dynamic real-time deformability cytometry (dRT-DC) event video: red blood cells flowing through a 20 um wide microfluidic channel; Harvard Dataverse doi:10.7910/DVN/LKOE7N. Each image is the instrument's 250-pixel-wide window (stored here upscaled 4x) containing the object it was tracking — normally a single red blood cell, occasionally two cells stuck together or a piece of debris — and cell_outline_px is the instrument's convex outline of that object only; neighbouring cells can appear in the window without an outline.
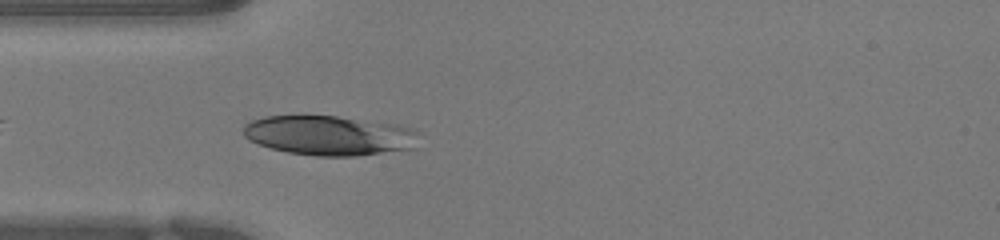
{"species": "human", "species_latin": "Homo sapiens", "temperature_condition": "warm", "stored_images_in_passage": 41, "camera_frame_rate_fps": 3000, "um_per_image_px": 0.085, "donor": {"sex": "female"}, "frame": {"image": 1, "passage_image": 4, "time_ms": 1.0, "image_size_px": [1000, 240], "cell_outline_px": [[416, 148], [356, 156], [316, 156], [288, 152], [272, 148], [248, 140], [244, 136], [244, 124], [252, 120], [264, 116], [336, 116], [400, 124], [416, 128]], "centroid_in_image_um": [28.02, 11.51], "position_along_channel_um": 57.0, "area_um2": 40.75}}
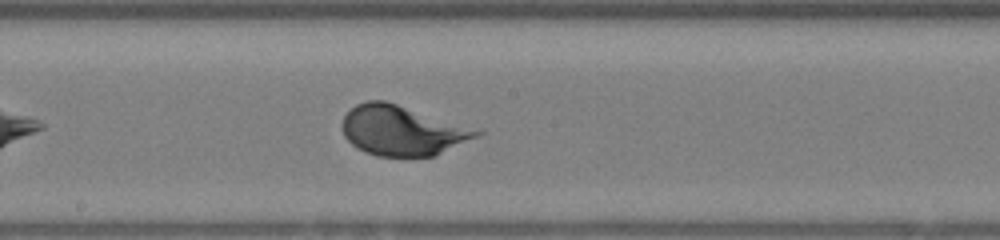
{"frame": {"image": 2, "passage_image": 16, "time_ms": 5.0, "image_size_px": [1000, 240], "cell_outline_px": [[484, 132], [436, 156], [376, 156], [364, 152], [356, 148], [344, 136], [340, 124], [344, 116], [356, 104], [368, 100], [384, 100]], "centroid_in_image_um": [34.09, 11.11], "position_along_channel_um": 214.1, "area_um2": 38.44}}
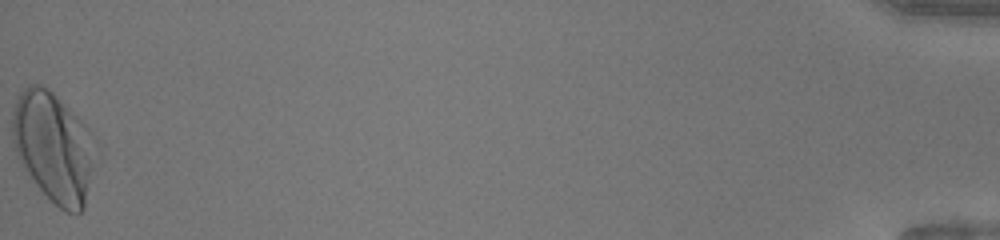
{"frame": {"image": 3, "passage_image": 41, "time_ms": 13.333, "image_size_px": [1000, 240], "cell_outline_px": [[100, 152], [84, 208], [80, 212], [64, 212], [36, 184], [20, 164], [16, 156], [12, 140], [12, 112], [16, 100], [20, 92], [28, 84], [40, 84], [52, 92], [88, 128], [100, 148]], "centroid_in_image_um": [4.6, 12.52], "position_along_channel_um": 430.6, "area_um2": 54.04}}